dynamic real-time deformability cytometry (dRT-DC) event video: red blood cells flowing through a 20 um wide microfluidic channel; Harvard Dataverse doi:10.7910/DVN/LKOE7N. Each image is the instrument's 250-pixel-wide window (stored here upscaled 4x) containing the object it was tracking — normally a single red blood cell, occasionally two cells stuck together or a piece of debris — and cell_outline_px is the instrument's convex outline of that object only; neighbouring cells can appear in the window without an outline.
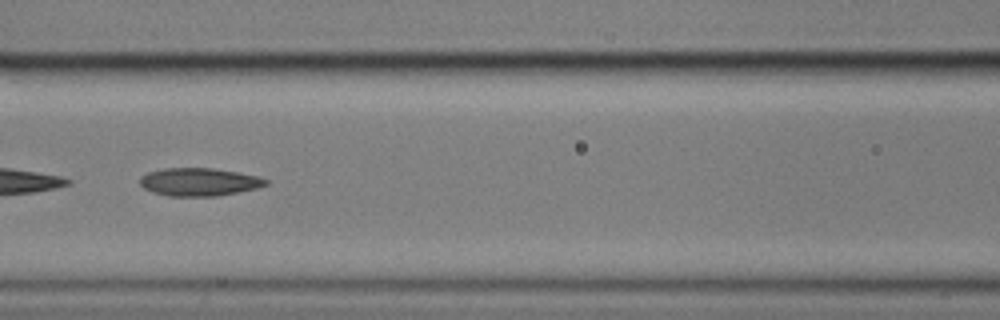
{"species": "common noctule bat (a hibernating species)", "species_latin": "Nyctalus noctula", "temperature_condition": "cold", "stored_images_in_passage": 24, "camera_frame_rate_fps": 3000, "um_per_image_px": 0.085, "animal": {"sex": "male", "body_mass_g": 17.9}, "frame": {"image": 1, "passage_image": 11, "time_ms": 3.333, "image_size_px": [1000, 320], "cell_outline_px": [[268, 184], [256, 188], [216, 196], [168, 196], [152, 192], [144, 188], [140, 184], [140, 176], [148, 172], [164, 168], [212, 168], [236, 172], [256, 176], [268, 180]], "centroid_in_image_um": [16.88, 15.46], "position_along_channel_um": 149.7, "area_um2": 20.35}}